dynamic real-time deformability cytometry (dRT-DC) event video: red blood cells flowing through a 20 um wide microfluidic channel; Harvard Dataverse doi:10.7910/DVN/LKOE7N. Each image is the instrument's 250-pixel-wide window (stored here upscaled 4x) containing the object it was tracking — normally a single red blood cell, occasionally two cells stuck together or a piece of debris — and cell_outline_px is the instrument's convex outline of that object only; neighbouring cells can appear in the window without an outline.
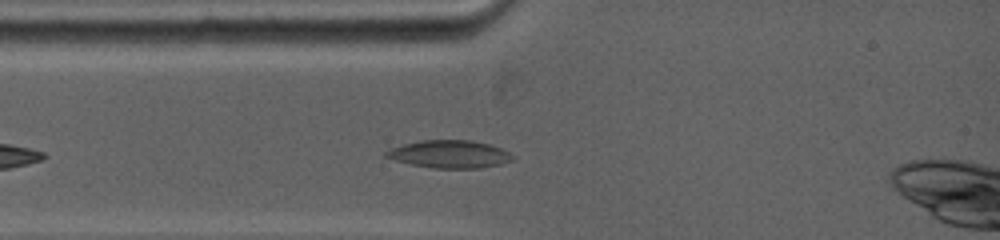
{"species": "common noctule bat (a hibernating species)", "species_latin": "Nyctalus noctula", "temperature_condition": "warm", "stored_images_in_passage": 38, "camera_frame_rate_fps": 5000, "um_per_image_px": 0.085, "animal": {"sex": "female", "body_mass_g": 19.0, "forearm_length_mm": 53.3}, "frame": {"image": 1, "passage_image": 8, "time_ms": 2.0, "image_size_px": [1000, 240], "cell_outline_px": [[516, 156], [512, 160], [500, 164], [480, 168], [436, 168], [412, 164], [396, 160], [384, 156], [384, 152], [388, 148], [404, 144], [424, 140], [468, 140], [488, 144], [500, 148]], "centroid_in_image_um": [38.2, 13.1], "position_along_channel_um": 46.8, "area_um2": 20.23}}
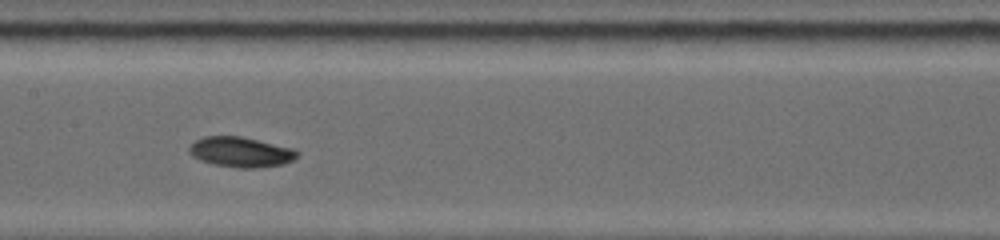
{"frame": {"image": 2, "passage_image": 24, "time_ms": 5.6, "image_size_px": [1000, 240], "cell_outline_px": [[300, 152], [292, 160], [284, 164], [256, 168], [236, 168], [216, 164], [200, 160], [192, 156], [188, 152], [188, 148], [196, 140], [204, 136], [240, 136], [292, 148]], "centroid_in_image_um": [20.45, 12.92], "position_along_channel_um": 187.0, "area_um2": 18.84}}
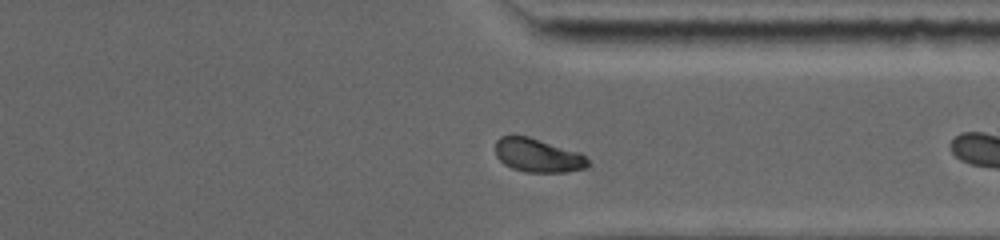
{"frame": {"image": 3, "passage_image": 37, "time_ms": 9.2, "image_size_px": [1000, 240], "cell_outline_px": [[588, 168], [568, 172], [524, 172], [512, 168], [504, 164], [496, 156], [496, 140], [500, 136], [528, 136], [580, 152], [588, 160]], "centroid_in_image_um": [45.73, 13.22], "position_along_channel_um": 365.7, "area_um2": 18.21}}